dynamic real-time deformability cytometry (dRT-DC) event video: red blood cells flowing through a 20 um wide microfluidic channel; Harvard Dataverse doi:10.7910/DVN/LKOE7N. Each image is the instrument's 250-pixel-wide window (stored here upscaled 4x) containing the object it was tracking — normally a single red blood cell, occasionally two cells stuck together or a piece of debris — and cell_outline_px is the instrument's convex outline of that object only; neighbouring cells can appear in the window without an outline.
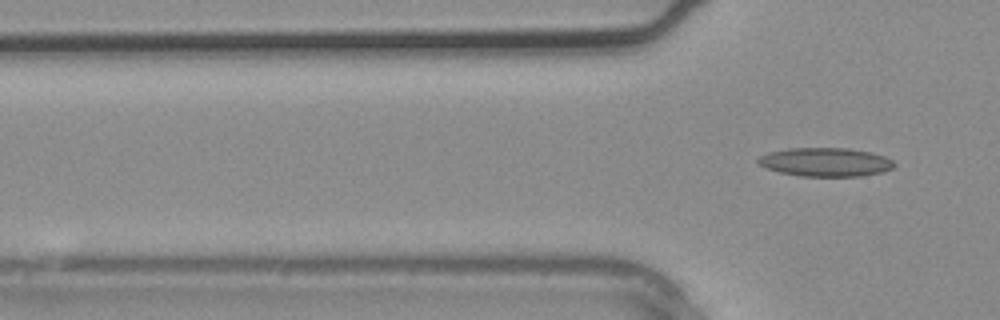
{"species": "common noctule bat (a hibernating species)", "species_latin": "Nyctalus noctula", "temperature_condition": "warm", "stored_images_in_passage": 2, "camera_frame_rate_fps": 3000, "um_per_image_px": 0.085, "animal": {"sex": "male", "body_mass_g": 20.4}, "frame": {"image": 1, "passage_image": 2, "time_ms": 0.333, "image_size_px": [1000, 320], "cell_outline_px": [[896, 164], [892, 168], [880, 172], [860, 176], [800, 176], [780, 172], [768, 168], [760, 164], [756, 160], [760, 156], [768, 152], [788, 148], [848, 148], [872, 152], [884, 156], [892, 160]], "centroid_in_image_um": [70.17, 13.77], "position_along_channel_um": 55.6, "area_um2": 22.66}}